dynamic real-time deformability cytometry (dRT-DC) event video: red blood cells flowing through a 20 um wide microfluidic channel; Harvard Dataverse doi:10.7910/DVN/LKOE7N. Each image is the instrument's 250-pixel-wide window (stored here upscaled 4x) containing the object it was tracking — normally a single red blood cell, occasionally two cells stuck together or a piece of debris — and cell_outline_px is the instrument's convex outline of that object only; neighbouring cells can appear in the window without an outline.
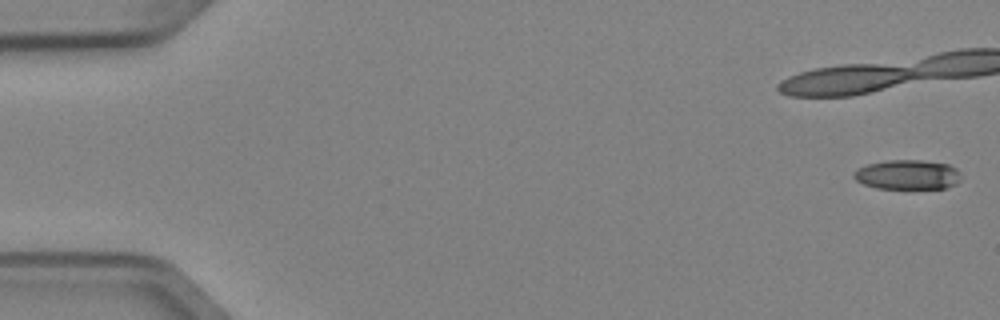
{"species": "Egyptian fruit bat (a non-hibernating species)", "species_latin": "Rousettus aegyptiacus", "temperature_condition": "cold", "stored_images_in_passage": 10, "camera_frame_rate_fps": 3000, "um_per_image_px": 0.085, "animal": {"sex": "female"}, "frame": {"image": 1, "passage_image": 1, "time_ms": 0.0, "image_size_px": [1000, 320], "cell_outline_px": [[960, 180], [956, 184], [944, 188], [876, 188], [864, 184], [856, 180], [852, 176], [856, 168], [868, 164], [888, 160], [920, 160], [948, 164], [956, 168], [960, 172]], "centroid_in_image_um": [77.13, 14.84], "position_along_channel_um": 7.9, "area_um2": 18.5}}